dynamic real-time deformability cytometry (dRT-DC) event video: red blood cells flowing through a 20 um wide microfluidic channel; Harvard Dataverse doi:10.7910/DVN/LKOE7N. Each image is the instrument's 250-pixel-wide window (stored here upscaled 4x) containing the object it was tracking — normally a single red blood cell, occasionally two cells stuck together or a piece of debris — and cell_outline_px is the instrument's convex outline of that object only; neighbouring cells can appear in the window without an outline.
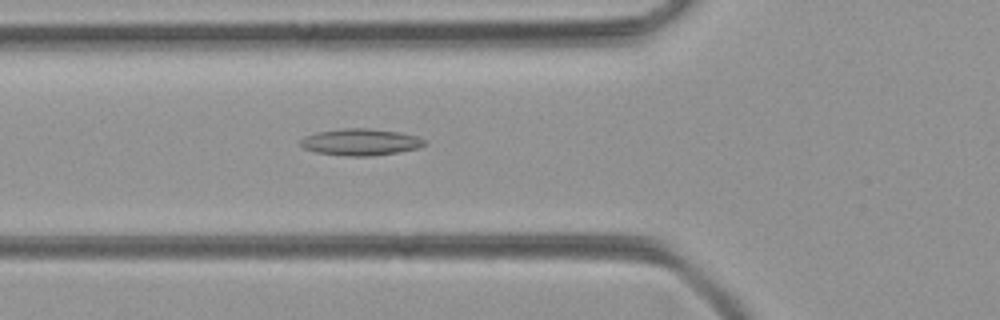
{"species": "common noctule bat (a hibernating species)", "species_latin": "Nyctalus noctula", "temperature_condition": "room temperature", "stored_images_in_passage": 49, "camera_frame_rate_fps": 3000, "um_per_image_px": 0.085, "animal": {"sex": "female", "body_mass_g": 21.9}, "frame": {"image": 1, "passage_image": 19, "time_ms": 6.0, "image_size_px": [1000, 320], "cell_outline_px": [[428, 144], [420, 148], [372, 156], [348, 156], [316, 152], [304, 148], [300, 144], [300, 140], [304, 136], [316, 132], [340, 128], [368, 128], [400, 132], [416, 136], [424, 140]], "centroid_in_image_um": [30.65, 12.07], "position_along_channel_um": 95.2, "area_um2": 19.36}}
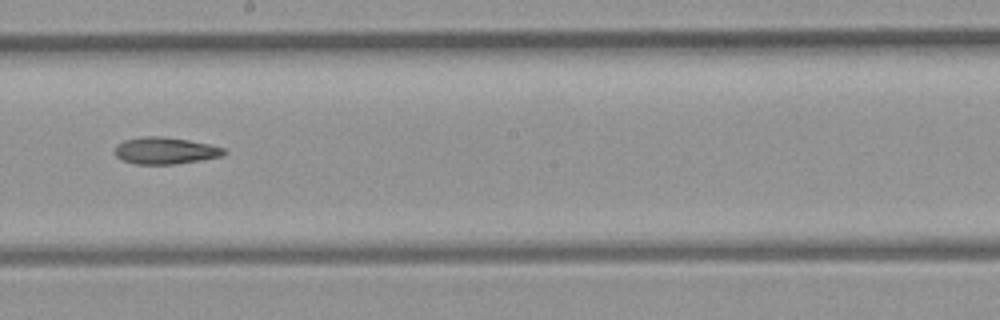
{"frame": {"image": 2, "passage_image": 29, "time_ms": 9.333, "image_size_px": [1000, 320], "cell_outline_px": [[228, 152], [224, 156], [176, 164], [136, 164], [124, 160], [116, 156], [116, 144], [124, 140], [144, 136], [160, 136], [188, 140], [208, 144], [224, 148]], "centroid_in_image_um": [14.07, 12.8], "position_along_channel_um": 234.1, "area_um2": 16.99}}
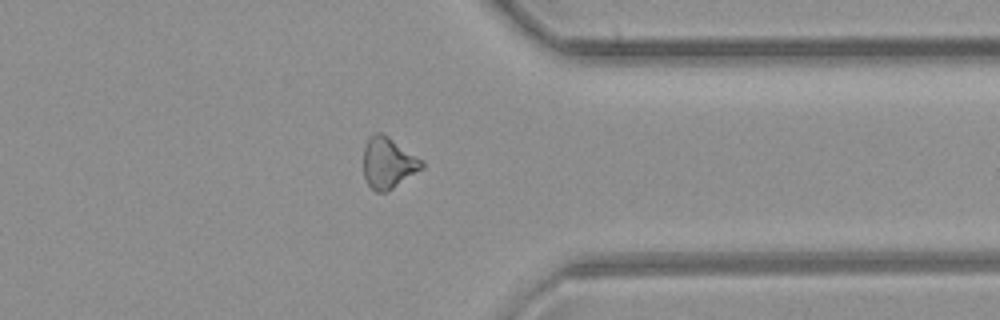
{"frame": {"image": 3, "passage_image": 40, "time_ms": 13.0, "image_size_px": [1000, 320], "cell_outline_px": [[424, 168], [388, 192], [376, 192], [368, 184], [364, 176], [364, 148], [368, 140], [376, 132], [380, 132], [388, 136], [424, 160]], "centroid_in_image_um": [33.03, 13.87], "position_along_channel_um": 378.4, "area_um2": 17.46}}